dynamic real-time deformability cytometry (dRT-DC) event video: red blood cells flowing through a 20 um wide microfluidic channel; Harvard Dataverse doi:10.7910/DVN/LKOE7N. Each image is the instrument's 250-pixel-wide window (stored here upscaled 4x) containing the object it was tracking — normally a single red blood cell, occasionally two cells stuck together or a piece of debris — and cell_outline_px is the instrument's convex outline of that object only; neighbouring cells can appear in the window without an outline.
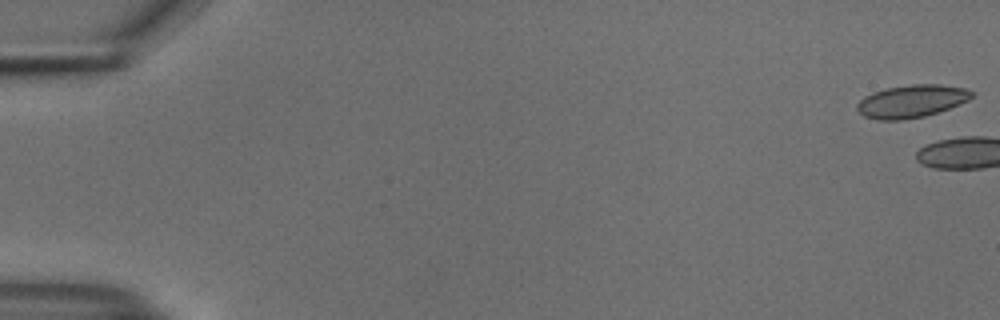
{"species": "common noctule bat (a hibernating species)", "species_latin": "Nyctalus noctula", "temperature_condition": "cold", "stored_images_in_passage": 4, "camera_frame_rate_fps": 3000, "um_per_image_px": 0.085, "animal": {"sex": "male", "body_mass_g": 18.8}, "frame": {"image": 1, "passage_image": 1, "time_ms": 0.0, "image_size_px": [1000, 320], "cell_outline_px": [[976, 92], [968, 100], [960, 104], [924, 116], [904, 120], [880, 120], [864, 116], [856, 108], [856, 104], [864, 96], [872, 92], [888, 88], [912, 84], [940, 84], [964, 88]], "centroid_in_image_um": [77.48, 8.6], "position_along_channel_um": 7.5, "area_um2": 21.79}}